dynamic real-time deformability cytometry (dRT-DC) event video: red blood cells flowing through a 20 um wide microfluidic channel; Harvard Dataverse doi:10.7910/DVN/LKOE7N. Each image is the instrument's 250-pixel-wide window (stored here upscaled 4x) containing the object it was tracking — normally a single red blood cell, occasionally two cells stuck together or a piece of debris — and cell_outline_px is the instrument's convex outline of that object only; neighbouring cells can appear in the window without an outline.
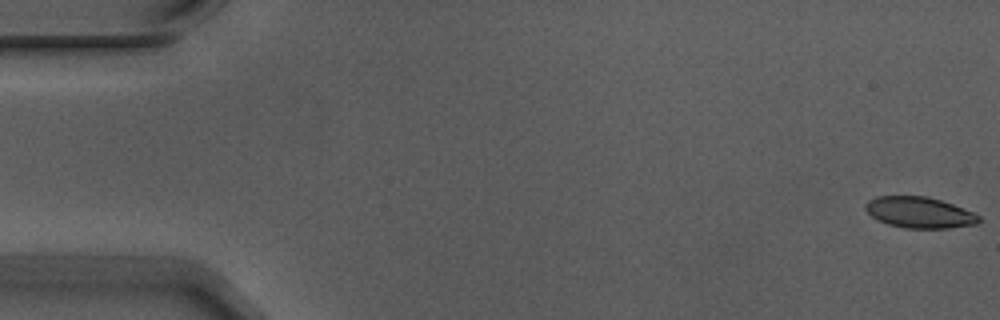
{"species": "Egyptian fruit bat (a non-hibernating species)", "species_latin": "Rousettus aegyptiacus", "temperature_condition": "warm", "stored_images_in_passage": 5, "camera_frame_rate_fps": 3000, "um_per_image_px": 0.085, "animal": {"sex": "male"}, "frame": {"image": 1, "passage_image": 1, "time_ms": 0.0, "image_size_px": [1000, 320], "cell_outline_px": [[984, 220], [976, 224], [948, 228], [904, 228], [888, 224], [872, 216], [864, 208], [864, 204], [868, 200], [876, 196], [924, 196], [940, 200], [964, 208], [980, 216]], "centroid_in_image_um": [78.17, 18.06], "position_along_channel_um": 6.8, "area_um2": 20.52}}
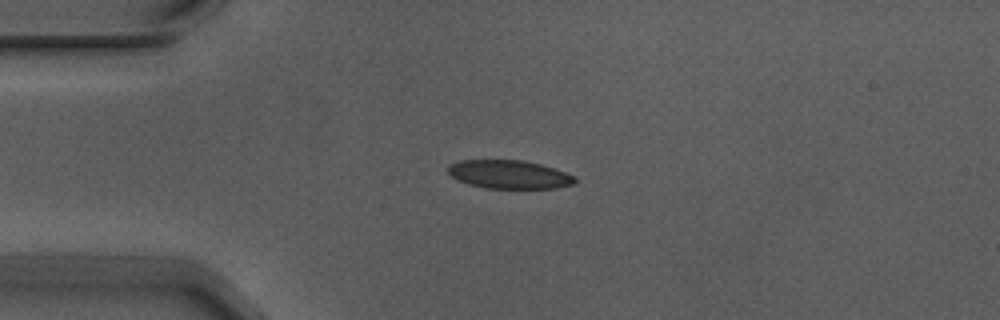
{"frame": {"image": 2, "passage_image": 4, "time_ms": 1.0, "image_size_px": [1000, 320], "cell_outline_px": [[576, 180], [572, 184], [556, 188], [484, 188], [468, 184], [456, 180], [448, 172], [448, 164], [460, 160], [524, 160], [540, 164], [564, 172], [572, 176]], "centroid_in_image_um": [43.21, 14.82], "position_along_channel_um": 41.8, "area_um2": 20.92}}